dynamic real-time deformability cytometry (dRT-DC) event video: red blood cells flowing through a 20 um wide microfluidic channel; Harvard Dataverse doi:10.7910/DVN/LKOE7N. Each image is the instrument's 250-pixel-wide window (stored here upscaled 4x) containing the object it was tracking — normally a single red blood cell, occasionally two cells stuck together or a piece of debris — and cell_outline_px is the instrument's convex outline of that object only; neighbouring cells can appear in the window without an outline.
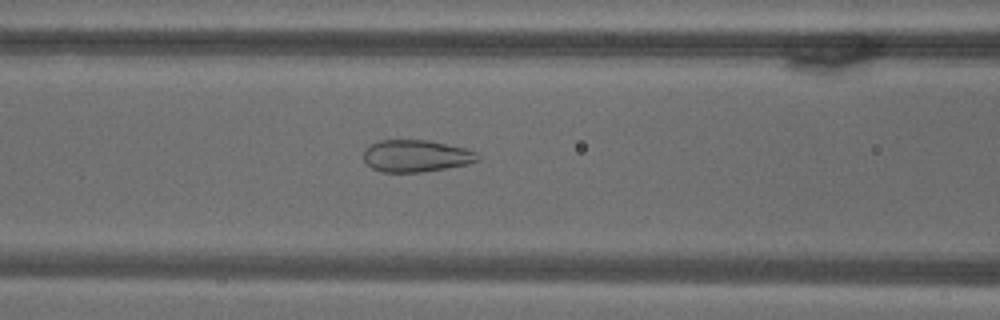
{"species": "common noctule bat (a hibernating species)", "species_latin": "Nyctalus noctula", "temperature_condition": "warm", "stored_images_in_passage": 40, "camera_frame_rate_fps": 3000, "um_per_image_px": 0.085, "animal": {"sex": "male", "body_mass_g": 18.8}, "frame": {"image": 1, "passage_image": 30, "time_ms": 9.667, "image_size_px": [1000, 320], "cell_outline_px": [[480, 160], [468, 164], [420, 172], [380, 172], [372, 168], [364, 160], [364, 148], [380, 140], [428, 140], [468, 148], [476, 152], [480, 156]], "centroid_in_image_um": [35.39, 13.25], "position_along_channel_um": 131.2, "area_um2": 21.39}}
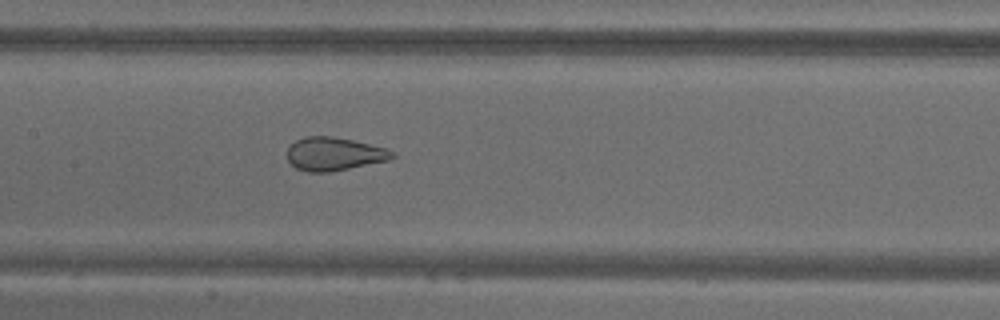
{"frame": {"image": 2, "passage_image": 35, "time_ms": 11.333, "image_size_px": [1000, 320], "cell_outline_px": [[396, 156], [388, 160], [332, 172], [308, 172], [296, 168], [288, 160], [288, 148], [296, 140], [304, 136], [332, 136], [352, 140], [388, 148], [396, 152]], "centroid_in_image_um": [28.43, 13.08], "position_along_channel_um": 179.0, "area_um2": 20.46}}
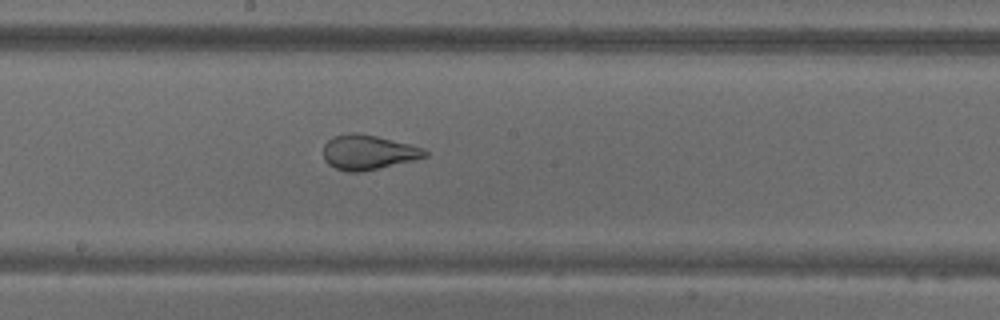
{"frame": {"image": 3, "passage_image": 39, "time_ms": 12.667, "image_size_px": [1000, 320], "cell_outline_px": [[428, 156], [412, 160], [360, 172], [348, 172], [336, 168], [328, 164], [324, 160], [324, 144], [332, 136], [348, 132], [356, 132], [376, 136], [424, 148], [428, 152]], "centroid_in_image_um": [31.25, 12.93], "position_along_channel_um": 216.9, "area_um2": 20.4}}